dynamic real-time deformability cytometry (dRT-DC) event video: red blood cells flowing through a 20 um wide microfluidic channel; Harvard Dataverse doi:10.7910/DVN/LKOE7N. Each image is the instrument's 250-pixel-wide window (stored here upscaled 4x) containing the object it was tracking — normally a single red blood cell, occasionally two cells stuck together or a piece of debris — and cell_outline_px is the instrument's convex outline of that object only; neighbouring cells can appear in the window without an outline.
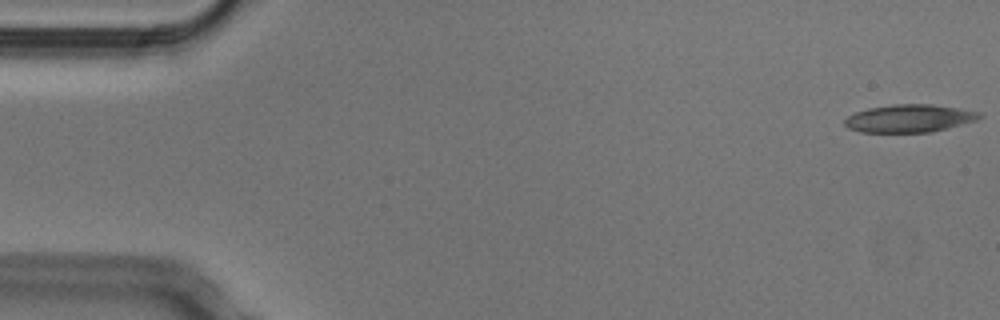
{"species": "Egyptian fruit bat (a non-hibernating species)", "species_latin": "Rousettus aegyptiacus", "temperature_condition": "cold", "stored_images_in_passage": 52, "camera_frame_rate_fps": 3000, "um_per_image_px": 0.085, "animal": {"sex": "male"}, "frame": {"image": 1, "passage_image": 1, "time_ms": 0.0, "image_size_px": [1000, 320], "cell_outline_px": [[984, 116], [976, 120], [948, 128], [932, 132], [860, 132], [848, 128], [844, 124], [844, 120], [848, 116], [856, 112], [868, 108], [892, 104], [932, 104], [980, 112]], "centroid_in_image_um": [77.28, 10.06], "position_along_channel_um": 7.7, "area_um2": 21.79}}
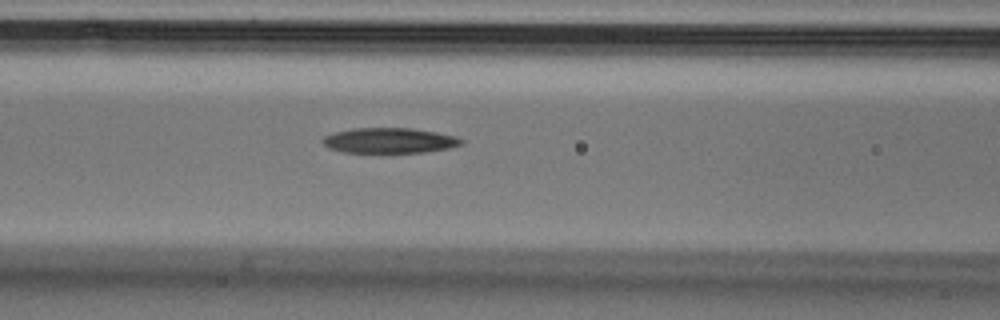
{"frame": {"image": 2, "passage_image": 21, "time_ms": 6.667, "image_size_px": [1000, 320], "cell_outline_px": [[464, 144], [448, 148], [424, 152], [344, 152], [328, 148], [320, 140], [324, 136], [336, 132], [352, 128], [412, 128], [436, 132], [456, 136], [464, 140]], "centroid_in_image_um": [33.11, 11.94], "position_along_channel_um": 133.5, "area_um2": 20.4}}
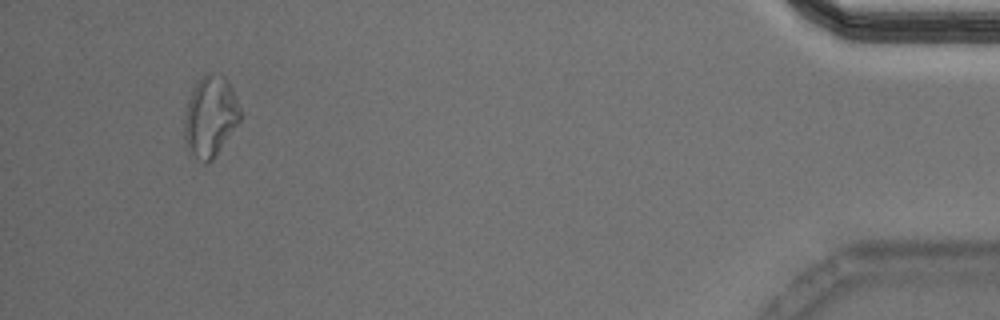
{"frame": {"image": 3, "passage_image": 49, "time_ms": 16.0, "image_size_px": [1000, 320], "cell_outline_px": [[240, 120], [212, 160], [204, 164], [188, 156], [184, 140], [184, 112], [188, 100], [196, 84], [204, 72], [224, 76], [228, 80], [232, 88], [240, 108]], "centroid_in_image_um": [17.83, 9.94], "position_along_channel_um": 417.4, "area_um2": 26.53}}